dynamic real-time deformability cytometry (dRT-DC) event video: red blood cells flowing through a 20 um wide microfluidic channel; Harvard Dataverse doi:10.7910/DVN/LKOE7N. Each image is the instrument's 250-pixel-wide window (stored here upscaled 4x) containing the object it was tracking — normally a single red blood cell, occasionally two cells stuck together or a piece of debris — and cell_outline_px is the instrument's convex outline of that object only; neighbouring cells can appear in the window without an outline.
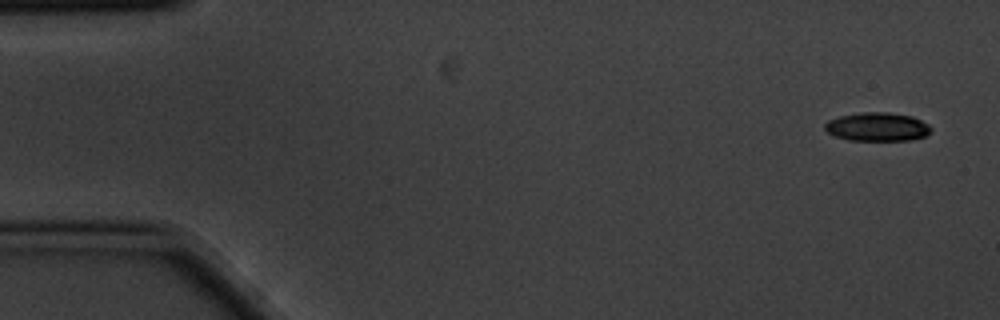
{"species": "common noctule bat (a hibernating species)", "species_latin": "Nyctalus noctula", "temperature_condition": "cold", "stored_images_in_passage": 5, "camera_frame_rate_fps": 3000, "um_per_image_px": 0.085, "animal": {"sex": "male", "body_mass_g": 20.1, "forearm_length_mm": 53.5}, "frame": {"image": 1, "passage_image": 1, "time_ms": 0.0, "image_size_px": [1000, 320], "cell_outline_px": [[932, 128], [924, 136], [908, 140], [848, 140], [836, 136], [828, 132], [824, 128], [824, 124], [828, 120], [840, 116], [860, 112], [888, 112], [912, 116], [928, 124]], "centroid_in_image_um": [74.54, 10.77], "position_along_channel_um": 10.5, "area_um2": 17.57}}
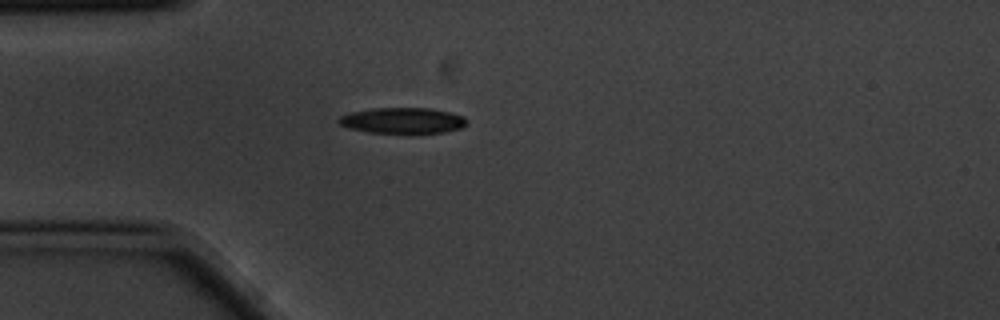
{"frame": {"image": 2, "passage_image": 4, "time_ms": 1.0, "image_size_px": [1000, 320], "cell_outline_px": [[468, 120], [460, 128], [444, 132], [368, 132], [348, 128], [340, 124], [336, 120], [340, 116], [352, 112], [372, 108], [432, 108], [464, 116]], "centroid_in_image_um": [34.2, 10.23], "position_along_channel_um": 50.8, "area_um2": 18.96}}